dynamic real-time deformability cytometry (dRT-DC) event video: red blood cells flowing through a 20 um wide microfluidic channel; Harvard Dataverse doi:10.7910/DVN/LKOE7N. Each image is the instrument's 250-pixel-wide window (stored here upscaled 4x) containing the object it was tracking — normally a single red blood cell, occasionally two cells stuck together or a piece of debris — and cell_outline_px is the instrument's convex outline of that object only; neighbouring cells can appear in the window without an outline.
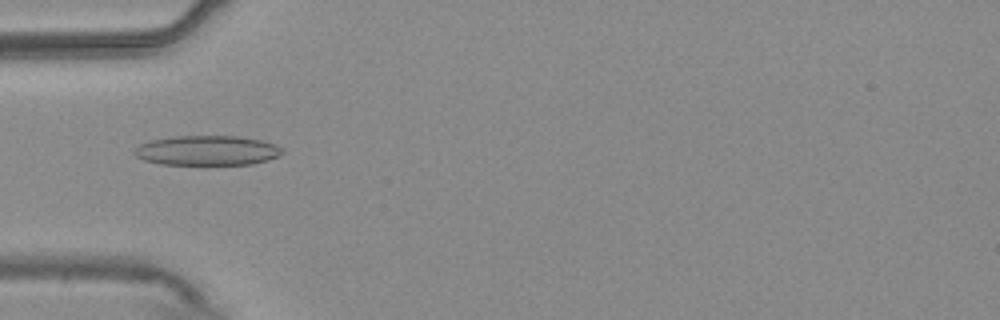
{"species": "common noctule bat (a hibernating species)", "species_latin": "Nyctalus noctula", "temperature_condition": "warm", "stored_images_in_passage": 55, "camera_frame_rate_fps": 3000, "um_per_image_px": 0.085, "animal": {"sex": "male", "body_mass_g": 20.4}, "frame": {"image": 1, "passage_image": 18, "time_ms": 5.667, "image_size_px": [1000, 320], "cell_outline_px": [[284, 152], [280, 156], [268, 160], [252, 164], [160, 164], [144, 160], [136, 156], [132, 152], [140, 144], [152, 140], [176, 136], [240, 136], [260, 140], [276, 144], [284, 148]], "centroid_in_image_um": [17.65, 12.79], "position_along_channel_um": 67.3, "area_um2": 25.72}}
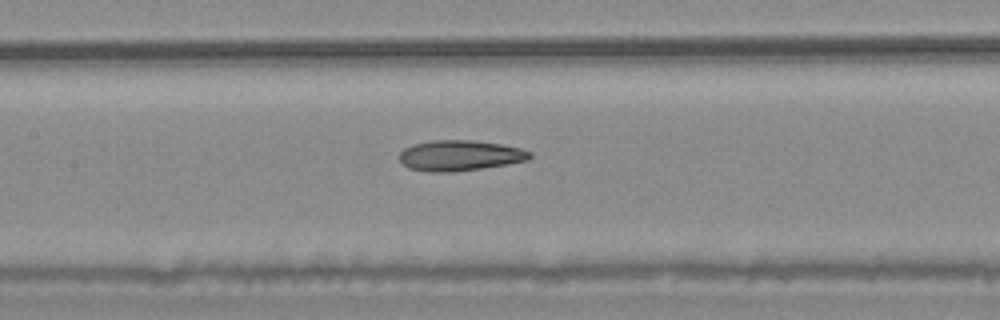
{"frame": {"image": 2, "passage_image": 26, "time_ms": 8.333, "image_size_px": [1000, 320], "cell_outline_px": [[532, 156], [528, 160], [508, 164], [452, 172], [432, 172], [408, 168], [400, 160], [400, 152], [404, 148], [416, 144], [432, 140], [472, 140], [500, 144], [520, 148], [532, 152]], "centroid_in_image_um": [39.11, 13.22], "position_along_channel_um": 168.3, "area_um2": 23.06}}
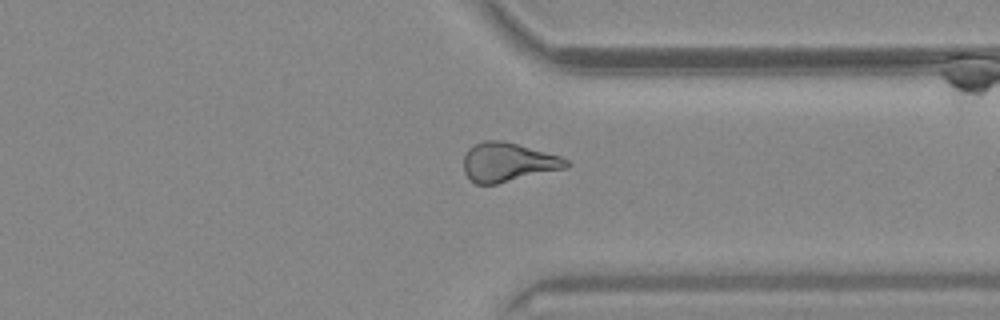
{"frame": {"image": 3, "passage_image": 42, "time_ms": 13.667, "image_size_px": [1000, 320], "cell_outline_px": [[572, 164], [568, 168], [496, 184], [476, 184], [464, 172], [464, 156], [468, 148], [472, 144], [484, 140], [504, 140], [560, 156], [568, 160]], "centroid_in_image_um": [43.19, 13.77], "position_along_channel_um": 368.2, "area_um2": 23.52}, "authors_computed_cell_mechanics": {"area_um2": 24.0448, "velocity_mm_per_s": 3.7592, "shape_relaxation_time_tau1_ms": null, "shape_relaxation_time_tau2_ms": 8.1853, "deformation_change_tau1": null, "deformation_change_tau2": 0.1798}}